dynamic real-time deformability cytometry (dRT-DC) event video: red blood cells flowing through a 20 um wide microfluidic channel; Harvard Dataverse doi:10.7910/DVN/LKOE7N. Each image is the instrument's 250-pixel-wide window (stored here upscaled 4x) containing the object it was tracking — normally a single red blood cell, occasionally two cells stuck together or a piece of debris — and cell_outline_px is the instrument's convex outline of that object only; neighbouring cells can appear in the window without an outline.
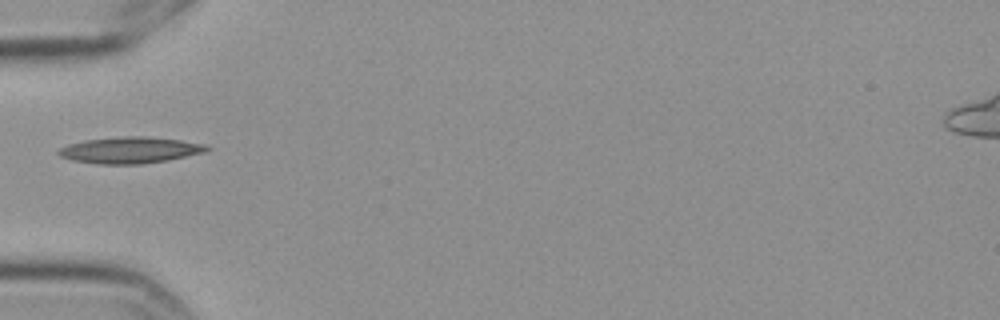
{"species": "Egyptian fruit bat (a non-hibernating species)", "species_latin": "Rousettus aegyptiacus", "temperature_condition": "cold", "stored_images_in_passage": 1, "camera_frame_rate_fps": 3000, "um_per_image_px": 0.085, "frame": {"image": 1, "passage_image": 1, "time_ms": 0.0, "image_size_px": [1000, 320], "cell_outline_px": [[212, 148], [204, 152], [168, 160], [140, 164], [100, 164], [72, 160], [60, 156], [56, 152], [60, 148], [68, 144], [84, 140], [124, 136], [144, 136], [180, 140], [208, 144]], "centroid_in_image_um": [11.07, 12.75], "position_along_channel_um": 73.9, "area_um2": 22.77}}